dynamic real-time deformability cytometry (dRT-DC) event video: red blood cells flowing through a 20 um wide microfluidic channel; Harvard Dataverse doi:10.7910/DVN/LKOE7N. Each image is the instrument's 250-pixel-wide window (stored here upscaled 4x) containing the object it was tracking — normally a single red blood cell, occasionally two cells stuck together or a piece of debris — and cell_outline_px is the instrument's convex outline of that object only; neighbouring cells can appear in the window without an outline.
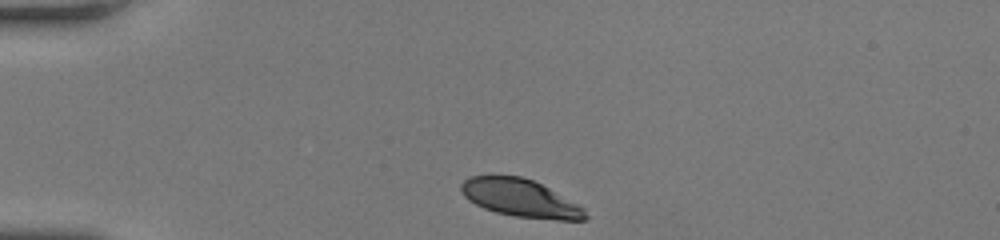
{"species": "human", "species_latin": "Homo sapiens", "temperature_condition": "room temperature", "stored_images_in_passage": 32, "camera_frame_rate_fps": 3000, "um_per_image_px": 0.085, "donor": {"sex": "female"}, "frame": {"image": 1, "passage_image": 1, "time_ms": 0.0, "image_size_px": [1000, 240], "cell_outline_px": [[588, 220], [556, 220], [516, 216], [496, 212], [484, 208], [468, 200], [464, 196], [460, 188], [460, 184], [468, 176], [520, 176], [532, 180], [548, 188], [584, 208], [588, 216]], "centroid_in_image_um": [44.22, 16.85], "position_along_channel_um": 40.8, "area_um2": 26.99}}
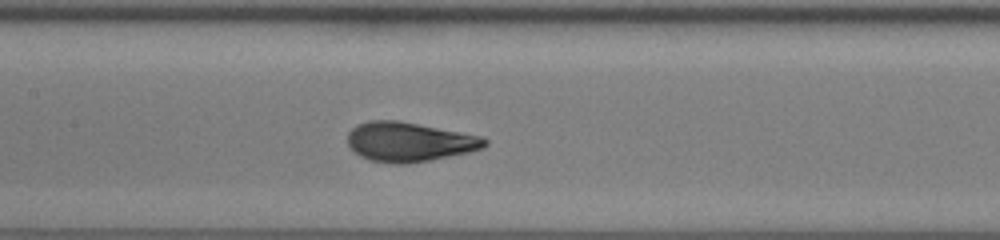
{"frame": {"image": 2, "passage_image": 14, "time_ms": 4.333, "image_size_px": [1000, 240], "cell_outline_px": [[488, 144], [484, 148], [468, 152], [408, 164], [396, 164], [372, 160], [360, 156], [348, 144], [348, 132], [356, 124], [368, 120], [396, 120], [484, 136], [488, 140]], "centroid_in_image_um": [34.8, 12.05], "position_along_channel_um": 172.6, "area_um2": 31.44}}
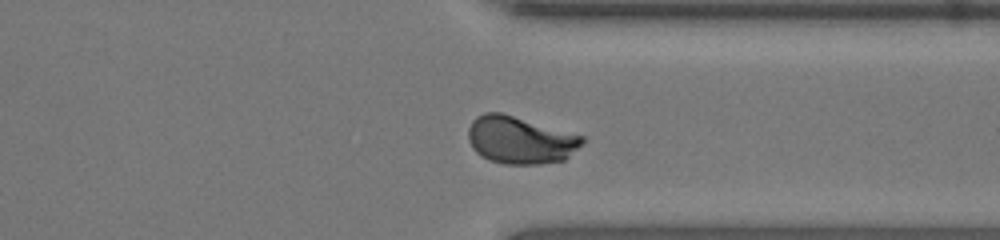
{"frame": {"image": 3, "passage_image": 28, "time_ms": 9.0, "image_size_px": [1000, 240], "cell_outline_px": [[588, 140], [584, 144], [564, 160], [540, 164], [504, 164], [488, 160], [480, 156], [472, 148], [468, 140], [468, 128], [472, 120], [476, 116], [484, 112], [500, 112], [584, 136]], "centroid_in_image_um": [44.22, 11.91], "position_along_channel_um": 367.2, "area_um2": 31.85}, "authors_computed_cell_mechanics": {"area_um2": 31.0964, "velocity_mm_per_s": 4.1709, "shape_relaxation_time_tau1_ms": 2.799, "shape_relaxation_time_tau2_ms": null, "deformation_change_tau1": 0.1634, "deformation_change_tau2": null}}